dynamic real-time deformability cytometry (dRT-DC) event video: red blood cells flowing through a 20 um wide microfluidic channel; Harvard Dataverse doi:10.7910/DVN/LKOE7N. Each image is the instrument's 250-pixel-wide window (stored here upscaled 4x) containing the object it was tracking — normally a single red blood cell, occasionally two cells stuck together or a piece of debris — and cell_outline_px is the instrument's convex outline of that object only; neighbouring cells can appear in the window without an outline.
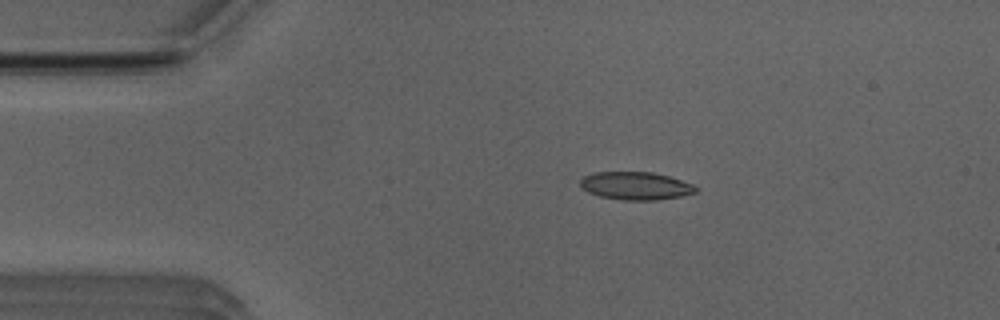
{"species": "Egyptian fruit bat (a non-hibernating species)", "species_latin": "Rousettus aegyptiacus", "temperature_condition": "room temperature", "stored_images_in_passage": 43, "camera_frame_rate_fps": 3000, "um_per_image_px": 0.085, "animal": {"sex": "male"}, "frame": {"image": 1, "passage_image": 8, "time_ms": 2.333, "image_size_px": [1000, 320], "cell_outline_px": [[696, 192], [680, 196], [656, 200], [624, 200], [600, 196], [588, 192], [580, 188], [580, 180], [584, 176], [596, 172], [652, 172], [668, 176], [692, 184], [696, 188]], "centroid_in_image_um": [53.99, 15.79], "position_along_channel_um": 31.0, "area_um2": 18.61}}
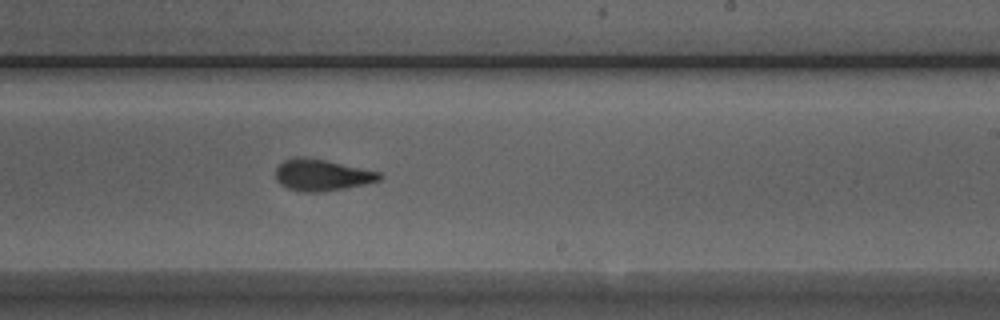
{"frame": {"image": 2, "passage_image": 29, "time_ms": 9.333, "image_size_px": [1000, 320], "cell_outline_px": [[384, 176], [380, 180], [364, 184], [344, 188], [320, 192], [300, 192], [288, 188], [280, 184], [276, 180], [276, 168], [284, 160], [292, 156], [304, 156], [328, 160], [380, 172]], "centroid_in_image_um": [27.34, 14.86], "position_along_channel_um": 261.7, "area_um2": 19.31}}
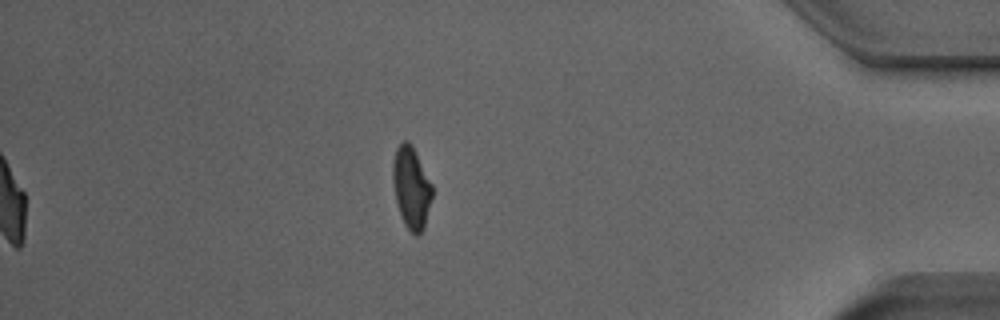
{"frame": {"image": 3, "passage_image": 43, "time_ms": 14.0, "image_size_px": [1000, 320], "cell_outline_px": [[432, 196], [424, 228], [420, 236], [416, 236], [404, 224], [400, 216], [396, 200], [392, 180], [392, 160], [396, 148], [404, 140], [408, 140], [432, 184]], "centroid_in_image_um": [34.94, 15.98], "position_along_channel_um": 400.3, "area_um2": 18.67}, "authors_computed_cell_mechanics": {"area_um2": 18.9584, "velocity_mm_per_s": 3.9273, "shape_relaxation_time_tau1_ms": 5.6991, "shape_relaxation_time_tau2_ms": 1.892, "deformation_change_tau1": 0.174, "deformation_change_tau2": 0.0961}}